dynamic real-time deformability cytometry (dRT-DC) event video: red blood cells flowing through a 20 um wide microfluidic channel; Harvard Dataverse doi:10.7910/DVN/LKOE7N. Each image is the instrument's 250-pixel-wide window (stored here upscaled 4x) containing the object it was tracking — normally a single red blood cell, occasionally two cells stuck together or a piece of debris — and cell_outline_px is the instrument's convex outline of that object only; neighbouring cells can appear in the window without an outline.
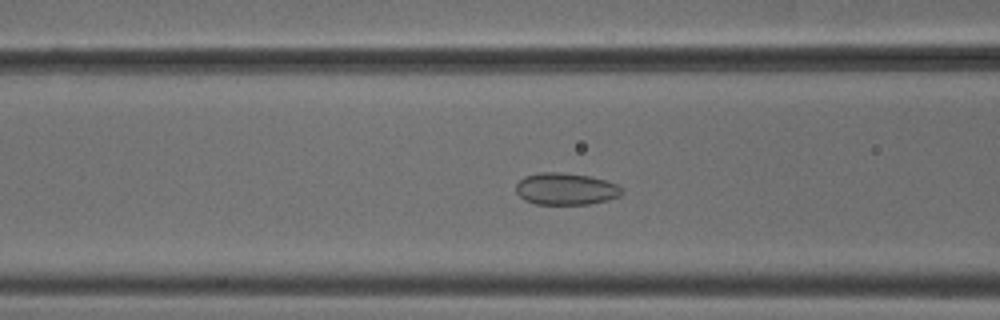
{"species": "common noctule bat (a hibernating species)", "species_latin": "Nyctalus noctula", "temperature_condition": "cold", "stored_images_in_passage": 52, "camera_frame_rate_fps": 3000, "um_per_image_px": 0.085, "animal": {"sex": "male", "body_mass_g": 18.8}, "frame": {"image": 1, "passage_image": 20, "time_ms": 6.333, "image_size_px": [1000, 320], "cell_outline_px": [[624, 192], [620, 196], [608, 200], [588, 204], [536, 204], [524, 200], [516, 192], [516, 184], [524, 176], [540, 172], [560, 172], [588, 176], [604, 180], [616, 184], [624, 188]], "centroid_in_image_um": [48.1, 16.06], "position_along_channel_um": 118.5, "area_um2": 19.77}}
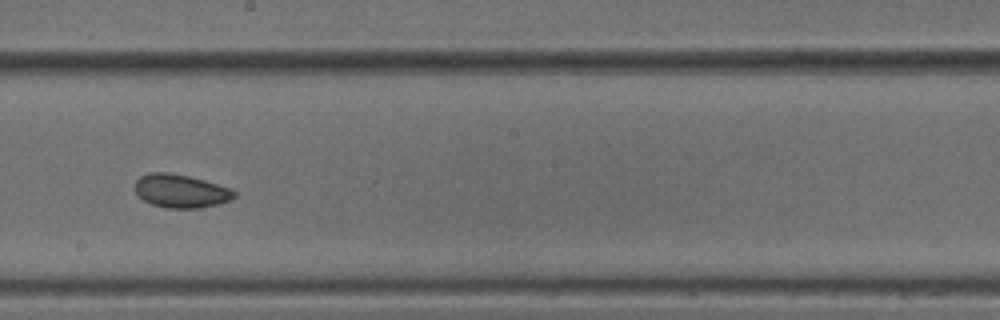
{"frame": {"image": 2, "passage_image": 29, "time_ms": 9.333, "image_size_px": [1000, 320], "cell_outline_px": [[236, 196], [232, 200], [220, 204], [200, 208], [168, 208], [152, 204], [144, 200], [136, 192], [136, 180], [140, 176], [152, 172], [168, 172], [188, 176], [204, 180], [228, 188], [236, 192]], "centroid_in_image_um": [15.39, 16.24], "position_along_channel_um": 232.8, "area_um2": 19.19}}
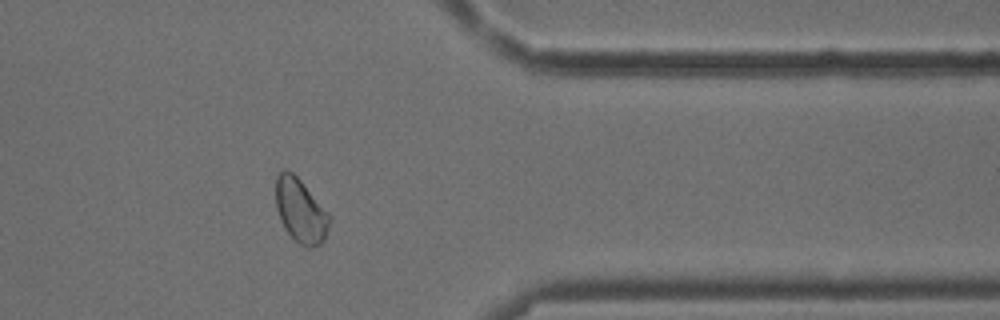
{"frame": {"image": 3, "passage_image": 42, "time_ms": 13.667, "image_size_px": [1000, 320], "cell_outline_px": [[332, 220], [324, 240], [320, 244], [308, 248], [300, 244], [284, 228], [280, 220], [276, 208], [276, 176], [280, 172], [292, 172], [300, 180], [332, 216]], "centroid_in_image_um": [25.58, 17.94], "position_along_channel_um": 385.8, "area_um2": 19.88}, "authors_computed_cell_mechanics": {"area_um2": 20.4901, "velocity_mm_per_s": 3.8139, "shape_relaxation_time_tau1_ms": null, "shape_relaxation_time_tau2_ms": 2.3997, "deformation_change_tau1": null, "deformation_change_tau2": 0.0588}}